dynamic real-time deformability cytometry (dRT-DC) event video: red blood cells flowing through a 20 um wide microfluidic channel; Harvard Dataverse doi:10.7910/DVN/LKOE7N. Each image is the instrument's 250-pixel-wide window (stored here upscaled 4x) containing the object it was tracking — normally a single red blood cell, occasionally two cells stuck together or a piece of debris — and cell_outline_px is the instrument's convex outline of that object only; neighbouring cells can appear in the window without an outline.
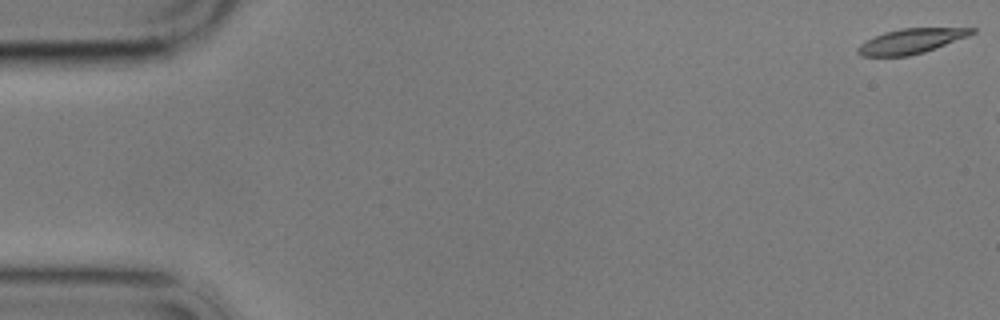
{"species": "common noctule bat (a hibernating species)", "species_latin": "Nyctalus noctula", "temperature_condition": "cold", "stored_images_in_passage": 3, "camera_frame_rate_fps": 3000, "um_per_image_px": 0.085, "animal": {"sex": "male", "body_mass_g": 17.9}, "frame": {"image": 1, "passage_image": 1, "time_ms": 0.0, "image_size_px": [1000, 320], "cell_outline_px": [[976, 32], [968, 36], [924, 52], [908, 56], [860, 56], [856, 52], [856, 48], [860, 44], [884, 32], [900, 28], [976, 28]], "centroid_in_image_um": [77.42, 3.49], "position_along_channel_um": 7.6, "area_um2": 16.42}}